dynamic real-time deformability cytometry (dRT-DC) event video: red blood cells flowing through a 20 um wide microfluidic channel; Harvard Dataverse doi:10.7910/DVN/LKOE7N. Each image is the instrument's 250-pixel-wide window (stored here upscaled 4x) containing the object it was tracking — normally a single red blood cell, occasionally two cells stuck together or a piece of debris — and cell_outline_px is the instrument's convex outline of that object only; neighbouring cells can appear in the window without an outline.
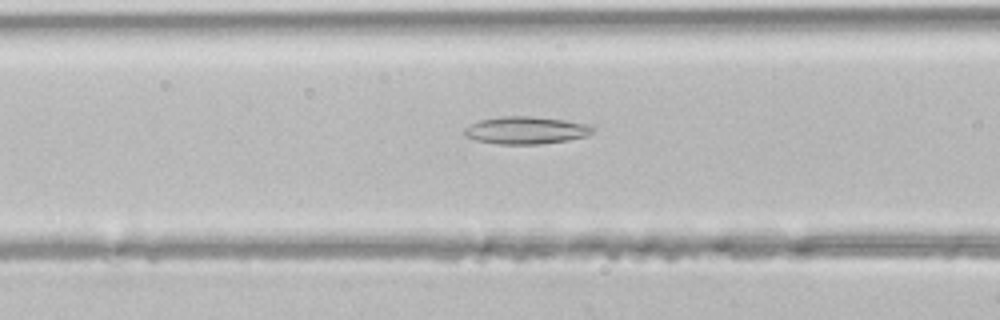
{"species": "common noctule bat (a hibernating species)", "species_latin": "Nyctalus noctula", "temperature_condition": "room temperature", "stored_images_in_passage": 31, "camera_frame_rate_fps": 3000, "um_per_image_px": 0.085, "animal": {"sex": "male", "body_mass_g": 21.5, "forearm_length_mm": 52.0}, "frame": {"image": 1, "passage_image": 5, "time_ms": 1.333, "image_size_px": [1000, 320], "cell_outline_px": [[592, 132], [584, 136], [568, 140], [540, 144], [496, 144], [476, 140], [464, 136], [464, 128], [480, 120], [500, 116], [532, 116], [564, 120], [588, 124], [592, 128]], "centroid_in_image_um": [44.66, 11.07], "position_along_channel_um": 121.9, "area_um2": 20.4}}
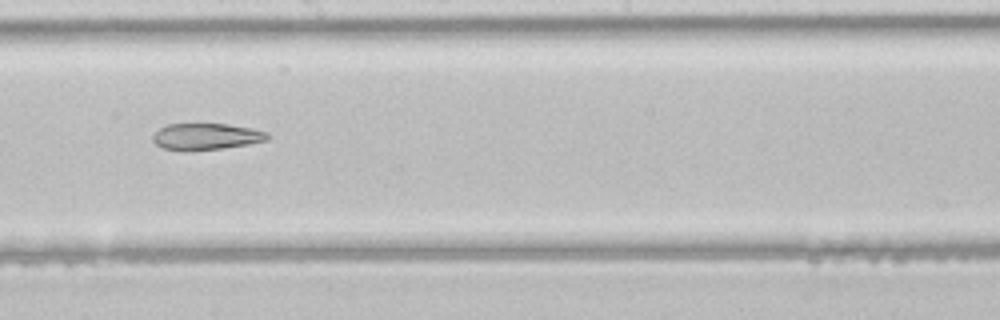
{"frame": {"image": 2, "passage_image": 12, "time_ms": 3.667, "image_size_px": [1000, 320], "cell_outline_px": [[268, 140], [248, 144], [224, 148], [164, 148], [156, 144], [152, 140], [152, 136], [160, 128], [168, 124], [228, 124], [252, 128], [268, 132]], "centroid_in_image_um": [17.58, 11.56], "position_along_channel_um": 230.6, "area_um2": 16.99}}
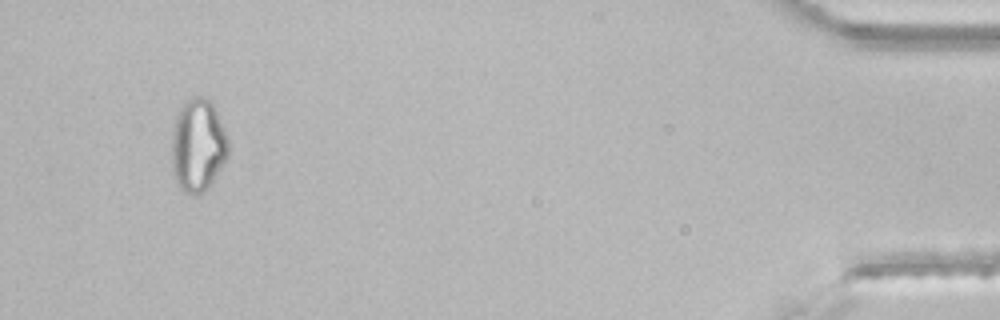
{"frame": {"image": 3, "passage_image": 29, "time_ms": 9.333, "image_size_px": [1000, 320], "cell_outline_px": [[228, 156], [204, 192], [196, 196], [184, 192], [180, 188], [172, 172], [172, 136], [176, 116], [180, 108], [192, 96], [200, 96], [212, 100], [228, 136]], "centroid_in_image_um": [16.83, 12.34], "position_along_channel_um": 418.4, "area_um2": 30.69}}